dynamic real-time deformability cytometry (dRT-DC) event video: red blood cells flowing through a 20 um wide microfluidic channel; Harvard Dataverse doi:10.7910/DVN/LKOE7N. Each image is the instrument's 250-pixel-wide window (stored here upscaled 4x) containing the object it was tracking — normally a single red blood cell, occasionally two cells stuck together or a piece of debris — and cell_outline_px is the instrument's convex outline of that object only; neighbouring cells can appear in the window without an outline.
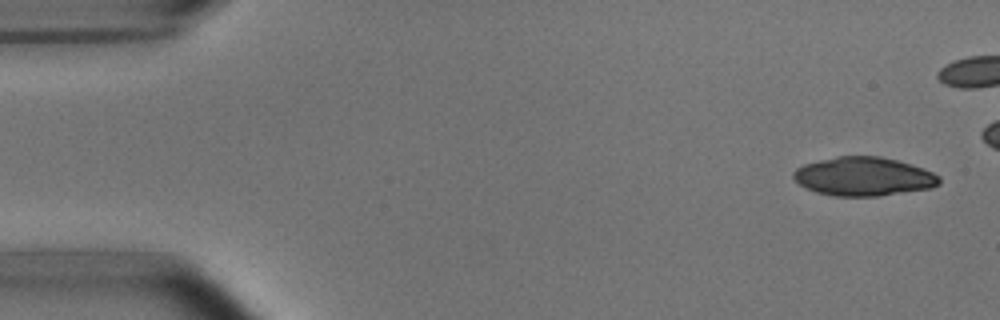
{"species": "common noctule bat (a hibernating species)", "species_latin": "Nyctalus noctula", "temperature_condition": "room temperature", "stored_images_in_passage": 5, "camera_frame_rate_fps": 3000, "um_per_image_px": 0.085, "animal": {"sex": "male", "body_mass_g": 15.6}, "frame": {"image": 1, "passage_image": 1, "time_ms": 0.0, "image_size_px": [1000, 320], "cell_outline_px": [[940, 184], [932, 188], [880, 196], [836, 196], [816, 192], [800, 184], [792, 176], [792, 172], [796, 168], [804, 164], [836, 156], [880, 156], [896, 160], [924, 168], [940, 176]], "centroid_in_image_um": [73.43, 15.0], "position_along_channel_um": 11.6, "area_um2": 32.95}}